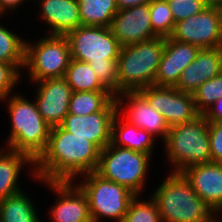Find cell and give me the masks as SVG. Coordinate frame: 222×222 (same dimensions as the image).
Instances as JSON below:
<instances>
[{
    "instance_id": "obj_1",
    "label": "cell",
    "mask_w": 222,
    "mask_h": 222,
    "mask_svg": "<svg viewBox=\"0 0 222 222\" xmlns=\"http://www.w3.org/2000/svg\"><path fill=\"white\" fill-rule=\"evenodd\" d=\"M101 149L85 137L74 136L61 125L50 130L45 151L34 162L41 181H73L79 174L96 171Z\"/></svg>"
},
{
    "instance_id": "obj_2",
    "label": "cell",
    "mask_w": 222,
    "mask_h": 222,
    "mask_svg": "<svg viewBox=\"0 0 222 222\" xmlns=\"http://www.w3.org/2000/svg\"><path fill=\"white\" fill-rule=\"evenodd\" d=\"M7 99L12 122L7 149L24 153L35 162L45 151L51 127L38 112L35 102L18 94Z\"/></svg>"
},
{
    "instance_id": "obj_3",
    "label": "cell",
    "mask_w": 222,
    "mask_h": 222,
    "mask_svg": "<svg viewBox=\"0 0 222 222\" xmlns=\"http://www.w3.org/2000/svg\"><path fill=\"white\" fill-rule=\"evenodd\" d=\"M164 47L165 38L156 37L121 48L117 59L118 94L154 85Z\"/></svg>"
},
{
    "instance_id": "obj_4",
    "label": "cell",
    "mask_w": 222,
    "mask_h": 222,
    "mask_svg": "<svg viewBox=\"0 0 222 222\" xmlns=\"http://www.w3.org/2000/svg\"><path fill=\"white\" fill-rule=\"evenodd\" d=\"M152 197L162 222H201L213 212L178 172H172Z\"/></svg>"
},
{
    "instance_id": "obj_5",
    "label": "cell",
    "mask_w": 222,
    "mask_h": 222,
    "mask_svg": "<svg viewBox=\"0 0 222 222\" xmlns=\"http://www.w3.org/2000/svg\"><path fill=\"white\" fill-rule=\"evenodd\" d=\"M165 144L172 172L181 173L189 166L211 162L208 121L203 114L170 127Z\"/></svg>"
},
{
    "instance_id": "obj_6",
    "label": "cell",
    "mask_w": 222,
    "mask_h": 222,
    "mask_svg": "<svg viewBox=\"0 0 222 222\" xmlns=\"http://www.w3.org/2000/svg\"><path fill=\"white\" fill-rule=\"evenodd\" d=\"M151 155L114 145L101 150L96 172L102 177L141 195Z\"/></svg>"
},
{
    "instance_id": "obj_7",
    "label": "cell",
    "mask_w": 222,
    "mask_h": 222,
    "mask_svg": "<svg viewBox=\"0 0 222 222\" xmlns=\"http://www.w3.org/2000/svg\"><path fill=\"white\" fill-rule=\"evenodd\" d=\"M84 176L85 181L78 186L87 196L92 221L99 222V218L106 217L122 222L135 194L127 187L102 177L96 171Z\"/></svg>"
},
{
    "instance_id": "obj_8",
    "label": "cell",
    "mask_w": 222,
    "mask_h": 222,
    "mask_svg": "<svg viewBox=\"0 0 222 222\" xmlns=\"http://www.w3.org/2000/svg\"><path fill=\"white\" fill-rule=\"evenodd\" d=\"M71 52L65 36L49 35L34 46L26 42L25 64L35 83L45 79L64 77L71 61Z\"/></svg>"
},
{
    "instance_id": "obj_9",
    "label": "cell",
    "mask_w": 222,
    "mask_h": 222,
    "mask_svg": "<svg viewBox=\"0 0 222 222\" xmlns=\"http://www.w3.org/2000/svg\"><path fill=\"white\" fill-rule=\"evenodd\" d=\"M65 37L71 58L87 63L117 62L122 48L110 27L80 25Z\"/></svg>"
},
{
    "instance_id": "obj_10",
    "label": "cell",
    "mask_w": 222,
    "mask_h": 222,
    "mask_svg": "<svg viewBox=\"0 0 222 222\" xmlns=\"http://www.w3.org/2000/svg\"><path fill=\"white\" fill-rule=\"evenodd\" d=\"M170 37L200 49L222 47V18L215 6H207L196 15L176 22Z\"/></svg>"
},
{
    "instance_id": "obj_11",
    "label": "cell",
    "mask_w": 222,
    "mask_h": 222,
    "mask_svg": "<svg viewBox=\"0 0 222 222\" xmlns=\"http://www.w3.org/2000/svg\"><path fill=\"white\" fill-rule=\"evenodd\" d=\"M139 92L163 115L170 127L189 122L200 115L191 93L181 92L175 87L154 85L142 88Z\"/></svg>"
},
{
    "instance_id": "obj_12",
    "label": "cell",
    "mask_w": 222,
    "mask_h": 222,
    "mask_svg": "<svg viewBox=\"0 0 222 222\" xmlns=\"http://www.w3.org/2000/svg\"><path fill=\"white\" fill-rule=\"evenodd\" d=\"M117 113L115 98L102 110L86 116L67 114L61 126L74 136L85 137L103 150L111 143L112 121Z\"/></svg>"
},
{
    "instance_id": "obj_13",
    "label": "cell",
    "mask_w": 222,
    "mask_h": 222,
    "mask_svg": "<svg viewBox=\"0 0 222 222\" xmlns=\"http://www.w3.org/2000/svg\"><path fill=\"white\" fill-rule=\"evenodd\" d=\"M39 84L36 96L38 112L51 127L62 124L69 110L73 91L64 77L37 81Z\"/></svg>"
},
{
    "instance_id": "obj_14",
    "label": "cell",
    "mask_w": 222,
    "mask_h": 222,
    "mask_svg": "<svg viewBox=\"0 0 222 222\" xmlns=\"http://www.w3.org/2000/svg\"><path fill=\"white\" fill-rule=\"evenodd\" d=\"M110 28L122 47L157 37L151 25L149 4L118 10Z\"/></svg>"
},
{
    "instance_id": "obj_15",
    "label": "cell",
    "mask_w": 222,
    "mask_h": 222,
    "mask_svg": "<svg viewBox=\"0 0 222 222\" xmlns=\"http://www.w3.org/2000/svg\"><path fill=\"white\" fill-rule=\"evenodd\" d=\"M52 190L58 193L50 217L53 222H93L86 194L72 181H46Z\"/></svg>"
},
{
    "instance_id": "obj_16",
    "label": "cell",
    "mask_w": 222,
    "mask_h": 222,
    "mask_svg": "<svg viewBox=\"0 0 222 222\" xmlns=\"http://www.w3.org/2000/svg\"><path fill=\"white\" fill-rule=\"evenodd\" d=\"M181 173L213 212H222V164L212 161L196 164Z\"/></svg>"
},
{
    "instance_id": "obj_17",
    "label": "cell",
    "mask_w": 222,
    "mask_h": 222,
    "mask_svg": "<svg viewBox=\"0 0 222 222\" xmlns=\"http://www.w3.org/2000/svg\"><path fill=\"white\" fill-rule=\"evenodd\" d=\"M200 48L189 43L165 38V47L154 86L175 87L183 70L195 60Z\"/></svg>"
},
{
    "instance_id": "obj_18",
    "label": "cell",
    "mask_w": 222,
    "mask_h": 222,
    "mask_svg": "<svg viewBox=\"0 0 222 222\" xmlns=\"http://www.w3.org/2000/svg\"><path fill=\"white\" fill-rule=\"evenodd\" d=\"M122 98L129 102L123 110V118L128 123L150 133L152 136L160 135L165 141L170 130L169 124L163 115L156 111L139 91H125L119 93Z\"/></svg>"
},
{
    "instance_id": "obj_19",
    "label": "cell",
    "mask_w": 222,
    "mask_h": 222,
    "mask_svg": "<svg viewBox=\"0 0 222 222\" xmlns=\"http://www.w3.org/2000/svg\"><path fill=\"white\" fill-rule=\"evenodd\" d=\"M222 71V47L200 49L193 60L181 73L175 86L181 92L194 93L200 85Z\"/></svg>"
},
{
    "instance_id": "obj_20",
    "label": "cell",
    "mask_w": 222,
    "mask_h": 222,
    "mask_svg": "<svg viewBox=\"0 0 222 222\" xmlns=\"http://www.w3.org/2000/svg\"><path fill=\"white\" fill-rule=\"evenodd\" d=\"M41 15L49 25L50 35L65 36L82 25L78 0H41Z\"/></svg>"
},
{
    "instance_id": "obj_21",
    "label": "cell",
    "mask_w": 222,
    "mask_h": 222,
    "mask_svg": "<svg viewBox=\"0 0 222 222\" xmlns=\"http://www.w3.org/2000/svg\"><path fill=\"white\" fill-rule=\"evenodd\" d=\"M120 98L119 95H115L117 113L112 121L111 142L119 147L151 155L152 149L154 148L153 143L155 142V137L142 128H138L125 120L120 125H117L119 121L117 118H119V111L121 110L120 104H122L119 100Z\"/></svg>"
},
{
    "instance_id": "obj_22",
    "label": "cell",
    "mask_w": 222,
    "mask_h": 222,
    "mask_svg": "<svg viewBox=\"0 0 222 222\" xmlns=\"http://www.w3.org/2000/svg\"><path fill=\"white\" fill-rule=\"evenodd\" d=\"M0 149V200L22 192L17 186L18 177L23 164L34 165V161L26 154L8 149Z\"/></svg>"
},
{
    "instance_id": "obj_23",
    "label": "cell",
    "mask_w": 222,
    "mask_h": 222,
    "mask_svg": "<svg viewBox=\"0 0 222 222\" xmlns=\"http://www.w3.org/2000/svg\"><path fill=\"white\" fill-rule=\"evenodd\" d=\"M82 25L110 27L118 8L115 0H78Z\"/></svg>"
},
{
    "instance_id": "obj_24",
    "label": "cell",
    "mask_w": 222,
    "mask_h": 222,
    "mask_svg": "<svg viewBox=\"0 0 222 222\" xmlns=\"http://www.w3.org/2000/svg\"><path fill=\"white\" fill-rule=\"evenodd\" d=\"M64 78L73 92L109 91L98 79L96 73L87 62L71 59Z\"/></svg>"
},
{
    "instance_id": "obj_25",
    "label": "cell",
    "mask_w": 222,
    "mask_h": 222,
    "mask_svg": "<svg viewBox=\"0 0 222 222\" xmlns=\"http://www.w3.org/2000/svg\"><path fill=\"white\" fill-rule=\"evenodd\" d=\"M24 192L0 200V222H40L36 208Z\"/></svg>"
},
{
    "instance_id": "obj_26",
    "label": "cell",
    "mask_w": 222,
    "mask_h": 222,
    "mask_svg": "<svg viewBox=\"0 0 222 222\" xmlns=\"http://www.w3.org/2000/svg\"><path fill=\"white\" fill-rule=\"evenodd\" d=\"M114 98L115 95L110 91L73 92L69 102L68 113L86 116L102 111Z\"/></svg>"
},
{
    "instance_id": "obj_27",
    "label": "cell",
    "mask_w": 222,
    "mask_h": 222,
    "mask_svg": "<svg viewBox=\"0 0 222 222\" xmlns=\"http://www.w3.org/2000/svg\"><path fill=\"white\" fill-rule=\"evenodd\" d=\"M1 18V17H0ZM26 40L0 25V62L23 68L25 64Z\"/></svg>"
},
{
    "instance_id": "obj_28",
    "label": "cell",
    "mask_w": 222,
    "mask_h": 222,
    "mask_svg": "<svg viewBox=\"0 0 222 222\" xmlns=\"http://www.w3.org/2000/svg\"><path fill=\"white\" fill-rule=\"evenodd\" d=\"M149 10L154 34L157 37H170L175 22L167 0H152L149 3Z\"/></svg>"
},
{
    "instance_id": "obj_29",
    "label": "cell",
    "mask_w": 222,
    "mask_h": 222,
    "mask_svg": "<svg viewBox=\"0 0 222 222\" xmlns=\"http://www.w3.org/2000/svg\"><path fill=\"white\" fill-rule=\"evenodd\" d=\"M195 106L200 114H204L217 99L222 97V71L214 78L207 80L192 93Z\"/></svg>"
},
{
    "instance_id": "obj_30",
    "label": "cell",
    "mask_w": 222,
    "mask_h": 222,
    "mask_svg": "<svg viewBox=\"0 0 222 222\" xmlns=\"http://www.w3.org/2000/svg\"><path fill=\"white\" fill-rule=\"evenodd\" d=\"M138 196L130 202L122 222H162L159 208L153 197L147 201H138Z\"/></svg>"
},
{
    "instance_id": "obj_31",
    "label": "cell",
    "mask_w": 222,
    "mask_h": 222,
    "mask_svg": "<svg viewBox=\"0 0 222 222\" xmlns=\"http://www.w3.org/2000/svg\"><path fill=\"white\" fill-rule=\"evenodd\" d=\"M174 22L194 16L207 7L204 0H167Z\"/></svg>"
},
{
    "instance_id": "obj_32",
    "label": "cell",
    "mask_w": 222,
    "mask_h": 222,
    "mask_svg": "<svg viewBox=\"0 0 222 222\" xmlns=\"http://www.w3.org/2000/svg\"><path fill=\"white\" fill-rule=\"evenodd\" d=\"M100 82L114 95L118 94L117 62L89 63Z\"/></svg>"
},
{
    "instance_id": "obj_33",
    "label": "cell",
    "mask_w": 222,
    "mask_h": 222,
    "mask_svg": "<svg viewBox=\"0 0 222 222\" xmlns=\"http://www.w3.org/2000/svg\"><path fill=\"white\" fill-rule=\"evenodd\" d=\"M19 68L14 64L0 62V100L7 101L15 84L19 81Z\"/></svg>"
},
{
    "instance_id": "obj_34",
    "label": "cell",
    "mask_w": 222,
    "mask_h": 222,
    "mask_svg": "<svg viewBox=\"0 0 222 222\" xmlns=\"http://www.w3.org/2000/svg\"><path fill=\"white\" fill-rule=\"evenodd\" d=\"M211 161L222 164V122H208Z\"/></svg>"
},
{
    "instance_id": "obj_35",
    "label": "cell",
    "mask_w": 222,
    "mask_h": 222,
    "mask_svg": "<svg viewBox=\"0 0 222 222\" xmlns=\"http://www.w3.org/2000/svg\"><path fill=\"white\" fill-rule=\"evenodd\" d=\"M208 122H222V97L203 114Z\"/></svg>"
},
{
    "instance_id": "obj_36",
    "label": "cell",
    "mask_w": 222,
    "mask_h": 222,
    "mask_svg": "<svg viewBox=\"0 0 222 222\" xmlns=\"http://www.w3.org/2000/svg\"><path fill=\"white\" fill-rule=\"evenodd\" d=\"M118 10L149 4L152 0H115Z\"/></svg>"
},
{
    "instance_id": "obj_37",
    "label": "cell",
    "mask_w": 222,
    "mask_h": 222,
    "mask_svg": "<svg viewBox=\"0 0 222 222\" xmlns=\"http://www.w3.org/2000/svg\"><path fill=\"white\" fill-rule=\"evenodd\" d=\"M24 0H0V15L5 13L6 9H16L17 6L22 3Z\"/></svg>"
},
{
    "instance_id": "obj_38",
    "label": "cell",
    "mask_w": 222,
    "mask_h": 222,
    "mask_svg": "<svg viewBox=\"0 0 222 222\" xmlns=\"http://www.w3.org/2000/svg\"><path fill=\"white\" fill-rule=\"evenodd\" d=\"M215 214L216 212H212L207 218H204L201 222H218L214 220V218L216 219V217L214 216Z\"/></svg>"
},
{
    "instance_id": "obj_39",
    "label": "cell",
    "mask_w": 222,
    "mask_h": 222,
    "mask_svg": "<svg viewBox=\"0 0 222 222\" xmlns=\"http://www.w3.org/2000/svg\"><path fill=\"white\" fill-rule=\"evenodd\" d=\"M215 8L222 18V0H219V2L215 5Z\"/></svg>"
},
{
    "instance_id": "obj_40",
    "label": "cell",
    "mask_w": 222,
    "mask_h": 222,
    "mask_svg": "<svg viewBox=\"0 0 222 222\" xmlns=\"http://www.w3.org/2000/svg\"><path fill=\"white\" fill-rule=\"evenodd\" d=\"M204 2L207 6H215L219 0H204Z\"/></svg>"
}]
</instances>
